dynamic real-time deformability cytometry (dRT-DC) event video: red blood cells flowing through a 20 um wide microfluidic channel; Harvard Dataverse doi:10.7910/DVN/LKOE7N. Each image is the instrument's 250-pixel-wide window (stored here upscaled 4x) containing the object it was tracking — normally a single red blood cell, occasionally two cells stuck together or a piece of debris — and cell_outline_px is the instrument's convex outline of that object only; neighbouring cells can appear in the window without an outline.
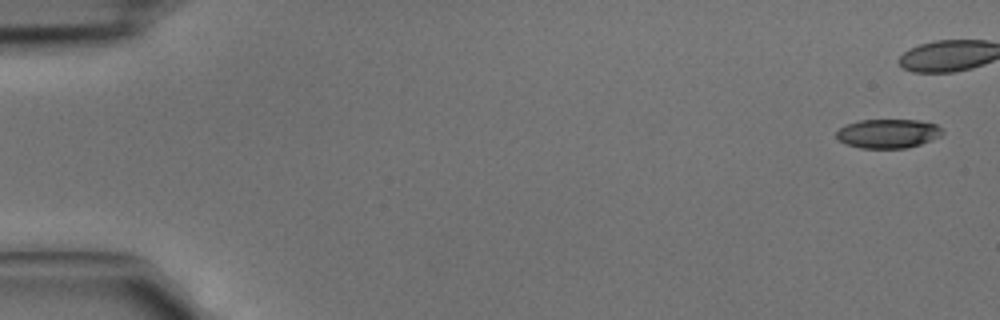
{"species": "common noctule bat (a hibernating species)", "species_latin": "Nyctalus noctula", "temperature_condition": "cold", "stored_images_in_passage": 5, "camera_frame_rate_fps": 3000, "um_per_image_px": 0.085, "animal": {"sex": "male", "body_mass_g": 15.6}, "frame": {"image": 1, "passage_image": 1, "time_ms": 0.0, "image_size_px": [1000, 320], "cell_outline_px": [[944, 132], [940, 136], [932, 140], [908, 148], [860, 148], [836, 140], [836, 132], [844, 124], [860, 120], [916, 120], [936, 124]], "centroid_in_image_um": [75.45, 11.35], "position_along_channel_um": 9.5, "area_um2": 18.03}}
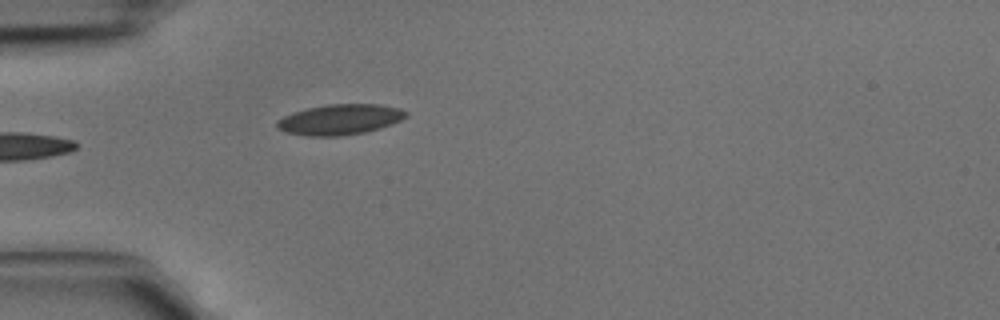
{"frame": {"image": 2, "passage_image": 5, "time_ms": 1.333, "image_size_px": [1000, 320], "cell_outline_px": [[408, 116], [392, 124], [380, 128], [364, 132], [340, 136], [308, 136], [284, 132], [276, 128], [276, 120], [292, 112], [308, 108], [328, 104], [380, 104], [400, 108], [408, 112]], "centroid_in_image_um": [28.88, 10.16], "position_along_channel_um": 56.1, "area_um2": 23.06}}